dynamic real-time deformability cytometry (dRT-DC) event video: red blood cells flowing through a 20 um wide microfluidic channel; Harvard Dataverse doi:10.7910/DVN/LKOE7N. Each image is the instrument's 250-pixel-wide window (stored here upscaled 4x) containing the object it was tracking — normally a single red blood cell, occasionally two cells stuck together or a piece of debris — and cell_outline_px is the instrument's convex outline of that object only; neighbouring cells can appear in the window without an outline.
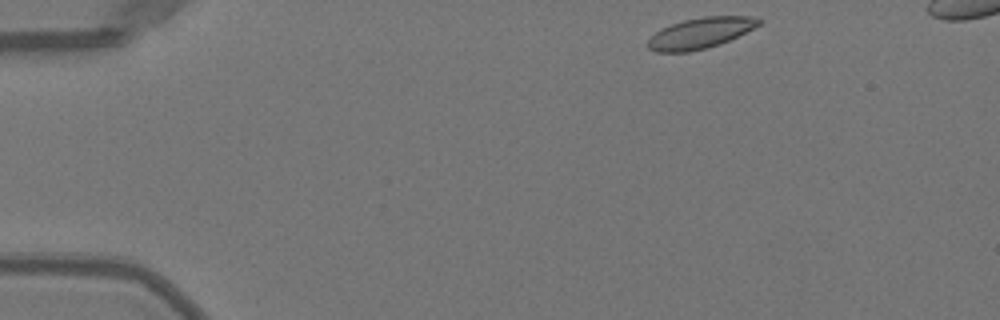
{"species": "Egyptian fruit bat (a non-hibernating species)", "species_latin": "Rousettus aegyptiacus", "temperature_condition": "warm", "stored_images_in_passage": 43, "camera_frame_rate_fps": 3000, "um_per_image_px": 0.085, "animal": {"sex": "female"}, "frame": {"image": 1, "passage_image": 1, "time_ms": 0.0, "image_size_px": [1000, 320], "cell_outline_px": [[760, 24], [720, 44], [708, 48], [688, 52], [656, 52], [648, 48], [648, 40], [656, 32], [672, 24], [684, 20], [704, 16], [752, 16], [760, 20]], "centroid_in_image_um": [59.51, 2.82], "position_along_channel_um": 25.5, "area_um2": 19.54}}
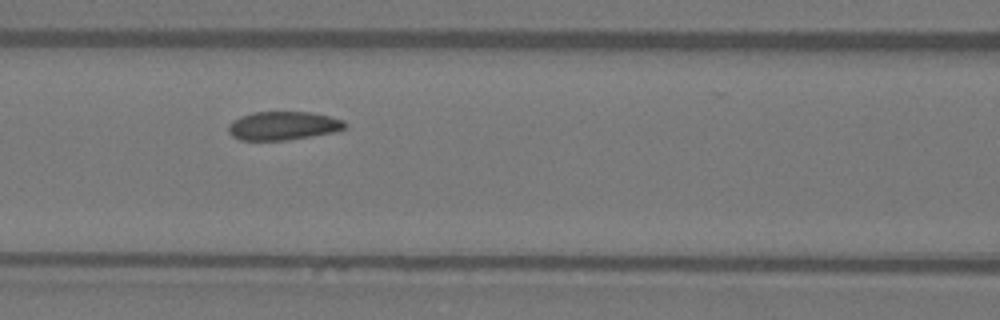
{"frame": {"image": 2, "passage_image": 16, "time_ms": 5.0, "image_size_px": [1000, 320], "cell_outline_px": [[348, 128], [332, 132], [288, 140], [240, 140], [232, 136], [228, 132], [228, 124], [232, 120], [240, 116], [252, 112], [308, 112], [328, 116], [344, 120], [348, 124]], "centroid_in_image_um": [24.05, 10.68], "position_along_channel_um": 142.6, "area_um2": 19.48}}
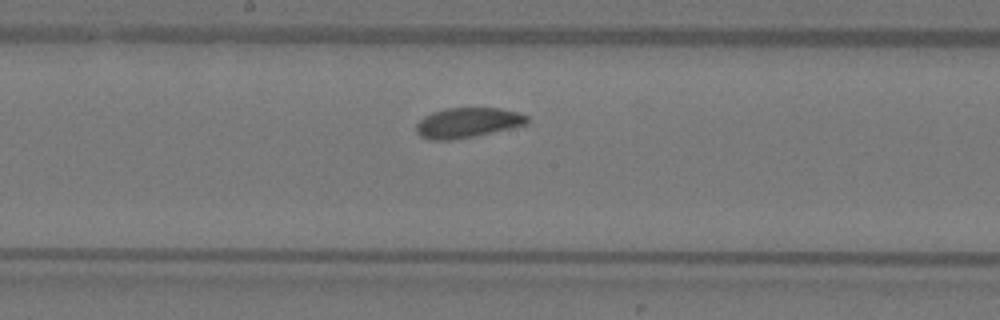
{"frame": {"image": 3, "passage_image": 21, "time_ms": 6.667, "image_size_px": [1000, 320], "cell_outline_px": [[528, 124], [472, 136], [452, 140], [432, 140], [420, 136], [416, 132], [416, 124], [424, 116], [432, 112], [444, 108], [500, 108], [520, 112], [528, 116]], "centroid_in_image_um": [39.73, 10.41], "position_along_channel_um": 208.5, "area_um2": 19.36}}